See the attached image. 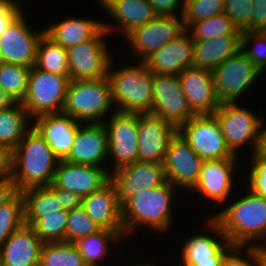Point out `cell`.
I'll list each match as a JSON object with an SVG mask.
<instances>
[{"label": "cell", "mask_w": 266, "mask_h": 266, "mask_svg": "<svg viewBox=\"0 0 266 266\" xmlns=\"http://www.w3.org/2000/svg\"><path fill=\"white\" fill-rule=\"evenodd\" d=\"M176 191H178L176 187L166 181L155 188L143 187L135 195L129 197L121 205L125 238L127 239L131 234L134 236L141 226L157 234L160 232L164 234L169 229L171 230V224L174 225L173 200H175Z\"/></svg>", "instance_id": "cell-1"}, {"label": "cell", "mask_w": 266, "mask_h": 266, "mask_svg": "<svg viewBox=\"0 0 266 266\" xmlns=\"http://www.w3.org/2000/svg\"><path fill=\"white\" fill-rule=\"evenodd\" d=\"M236 201L211 214L234 246L266 245V198L249 188ZM246 194V195H245ZM225 207V208H224ZM257 242V243H256Z\"/></svg>", "instance_id": "cell-2"}, {"label": "cell", "mask_w": 266, "mask_h": 266, "mask_svg": "<svg viewBox=\"0 0 266 266\" xmlns=\"http://www.w3.org/2000/svg\"><path fill=\"white\" fill-rule=\"evenodd\" d=\"M59 159L32 126L12 151L10 179L18 192L53 182Z\"/></svg>", "instance_id": "cell-3"}, {"label": "cell", "mask_w": 266, "mask_h": 266, "mask_svg": "<svg viewBox=\"0 0 266 266\" xmlns=\"http://www.w3.org/2000/svg\"><path fill=\"white\" fill-rule=\"evenodd\" d=\"M112 58L108 79L116 112H151L153 104V73L145 62L138 61L115 69ZM138 63V64H137Z\"/></svg>", "instance_id": "cell-4"}, {"label": "cell", "mask_w": 266, "mask_h": 266, "mask_svg": "<svg viewBox=\"0 0 266 266\" xmlns=\"http://www.w3.org/2000/svg\"><path fill=\"white\" fill-rule=\"evenodd\" d=\"M62 112L80 123H103L116 112L108 77L70 80Z\"/></svg>", "instance_id": "cell-5"}, {"label": "cell", "mask_w": 266, "mask_h": 266, "mask_svg": "<svg viewBox=\"0 0 266 266\" xmlns=\"http://www.w3.org/2000/svg\"><path fill=\"white\" fill-rule=\"evenodd\" d=\"M69 82V76L45 72L32 66L22 101L29 116L34 119L47 113L62 112Z\"/></svg>", "instance_id": "cell-6"}, {"label": "cell", "mask_w": 266, "mask_h": 266, "mask_svg": "<svg viewBox=\"0 0 266 266\" xmlns=\"http://www.w3.org/2000/svg\"><path fill=\"white\" fill-rule=\"evenodd\" d=\"M262 72L239 50L212 71L219 104L239 103Z\"/></svg>", "instance_id": "cell-7"}, {"label": "cell", "mask_w": 266, "mask_h": 266, "mask_svg": "<svg viewBox=\"0 0 266 266\" xmlns=\"http://www.w3.org/2000/svg\"><path fill=\"white\" fill-rule=\"evenodd\" d=\"M239 103H223L213 113L219 124L230 151L238 156L239 149L250 144L254 154L258 145L262 113H253Z\"/></svg>", "instance_id": "cell-8"}, {"label": "cell", "mask_w": 266, "mask_h": 266, "mask_svg": "<svg viewBox=\"0 0 266 266\" xmlns=\"http://www.w3.org/2000/svg\"><path fill=\"white\" fill-rule=\"evenodd\" d=\"M108 118L103 124L107 132L108 160L112 164L107 171L111 173L138 161V113L114 112Z\"/></svg>", "instance_id": "cell-9"}, {"label": "cell", "mask_w": 266, "mask_h": 266, "mask_svg": "<svg viewBox=\"0 0 266 266\" xmlns=\"http://www.w3.org/2000/svg\"><path fill=\"white\" fill-rule=\"evenodd\" d=\"M206 232H197L182 243L179 266H222L226 254L234 247L228 242L219 224L208 215ZM211 233V235H209Z\"/></svg>", "instance_id": "cell-10"}, {"label": "cell", "mask_w": 266, "mask_h": 266, "mask_svg": "<svg viewBox=\"0 0 266 266\" xmlns=\"http://www.w3.org/2000/svg\"><path fill=\"white\" fill-rule=\"evenodd\" d=\"M107 35L103 28L93 39L67 48L70 80L107 77L113 58L104 40Z\"/></svg>", "instance_id": "cell-11"}, {"label": "cell", "mask_w": 266, "mask_h": 266, "mask_svg": "<svg viewBox=\"0 0 266 266\" xmlns=\"http://www.w3.org/2000/svg\"><path fill=\"white\" fill-rule=\"evenodd\" d=\"M178 132L203 161L236 156L228 148L214 114L194 115L178 128Z\"/></svg>", "instance_id": "cell-12"}, {"label": "cell", "mask_w": 266, "mask_h": 266, "mask_svg": "<svg viewBox=\"0 0 266 266\" xmlns=\"http://www.w3.org/2000/svg\"><path fill=\"white\" fill-rule=\"evenodd\" d=\"M23 11L0 36V61L32 67L45 28L34 30Z\"/></svg>", "instance_id": "cell-13"}, {"label": "cell", "mask_w": 266, "mask_h": 266, "mask_svg": "<svg viewBox=\"0 0 266 266\" xmlns=\"http://www.w3.org/2000/svg\"><path fill=\"white\" fill-rule=\"evenodd\" d=\"M184 30L181 16H157L134 28L124 38L132 56L144 62L149 56ZM130 44V45H129Z\"/></svg>", "instance_id": "cell-14"}, {"label": "cell", "mask_w": 266, "mask_h": 266, "mask_svg": "<svg viewBox=\"0 0 266 266\" xmlns=\"http://www.w3.org/2000/svg\"><path fill=\"white\" fill-rule=\"evenodd\" d=\"M203 162L177 131L169 141L163 161L166 181L189 192L199 178Z\"/></svg>", "instance_id": "cell-15"}, {"label": "cell", "mask_w": 266, "mask_h": 266, "mask_svg": "<svg viewBox=\"0 0 266 266\" xmlns=\"http://www.w3.org/2000/svg\"><path fill=\"white\" fill-rule=\"evenodd\" d=\"M177 129L195 114L188 106L178 75L153 74L152 110Z\"/></svg>", "instance_id": "cell-16"}, {"label": "cell", "mask_w": 266, "mask_h": 266, "mask_svg": "<svg viewBox=\"0 0 266 266\" xmlns=\"http://www.w3.org/2000/svg\"><path fill=\"white\" fill-rule=\"evenodd\" d=\"M239 157L232 156L204 161L199 178L190 191L205 200L213 201L211 203H216L218 207L221 204L225 205L236 185L233 178L238 167L236 165H238Z\"/></svg>", "instance_id": "cell-17"}, {"label": "cell", "mask_w": 266, "mask_h": 266, "mask_svg": "<svg viewBox=\"0 0 266 266\" xmlns=\"http://www.w3.org/2000/svg\"><path fill=\"white\" fill-rule=\"evenodd\" d=\"M177 131L154 112L138 113V161L163 163L169 141Z\"/></svg>", "instance_id": "cell-18"}, {"label": "cell", "mask_w": 266, "mask_h": 266, "mask_svg": "<svg viewBox=\"0 0 266 266\" xmlns=\"http://www.w3.org/2000/svg\"><path fill=\"white\" fill-rule=\"evenodd\" d=\"M110 180L122 205L143 187L151 189L164 184L166 176L163 163L136 161L111 172Z\"/></svg>", "instance_id": "cell-19"}, {"label": "cell", "mask_w": 266, "mask_h": 266, "mask_svg": "<svg viewBox=\"0 0 266 266\" xmlns=\"http://www.w3.org/2000/svg\"><path fill=\"white\" fill-rule=\"evenodd\" d=\"M109 180L110 173L105 167L59 160L52 183L58 188L72 191L83 198L100 189Z\"/></svg>", "instance_id": "cell-20"}, {"label": "cell", "mask_w": 266, "mask_h": 266, "mask_svg": "<svg viewBox=\"0 0 266 266\" xmlns=\"http://www.w3.org/2000/svg\"><path fill=\"white\" fill-rule=\"evenodd\" d=\"M108 158V140L104 124L80 123L71 151L64 160L74 164L108 168Z\"/></svg>", "instance_id": "cell-21"}, {"label": "cell", "mask_w": 266, "mask_h": 266, "mask_svg": "<svg viewBox=\"0 0 266 266\" xmlns=\"http://www.w3.org/2000/svg\"><path fill=\"white\" fill-rule=\"evenodd\" d=\"M81 206L86 214L101 228L116 231L123 239L121 204L116 187L109 180L100 189L81 198Z\"/></svg>", "instance_id": "cell-22"}, {"label": "cell", "mask_w": 266, "mask_h": 266, "mask_svg": "<svg viewBox=\"0 0 266 266\" xmlns=\"http://www.w3.org/2000/svg\"><path fill=\"white\" fill-rule=\"evenodd\" d=\"M102 6L104 13L107 12L113 20L110 24L103 21V28L109 35L120 31L123 39L134 28L158 16L148 0H106Z\"/></svg>", "instance_id": "cell-23"}, {"label": "cell", "mask_w": 266, "mask_h": 266, "mask_svg": "<svg viewBox=\"0 0 266 266\" xmlns=\"http://www.w3.org/2000/svg\"><path fill=\"white\" fill-rule=\"evenodd\" d=\"M194 41L184 29L178 36L153 52L144 62L153 74L179 75L192 67Z\"/></svg>", "instance_id": "cell-24"}, {"label": "cell", "mask_w": 266, "mask_h": 266, "mask_svg": "<svg viewBox=\"0 0 266 266\" xmlns=\"http://www.w3.org/2000/svg\"><path fill=\"white\" fill-rule=\"evenodd\" d=\"M32 123L54 155L59 160H64L71 151L80 122L68 114L59 112L38 116Z\"/></svg>", "instance_id": "cell-25"}, {"label": "cell", "mask_w": 266, "mask_h": 266, "mask_svg": "<svg viewBox=\"0 0 266 266\" xmlns=\"http://www.w3.org/2000/svg\"><path fill=\"white\" fill-rule=\"evenodd\" d=\"M188 106L195 115L213 114L219 107L212 71L189 67L179 75Z\"/></svg>", "instance_id": "cell-26"}, {"label": "cell", "mask_w": 266, "mask_h": 266, "mask_svg": "<svg viewBox=\"0 0 266 266\" xmlns=\"http://www.w3.org/2000/svg\"><path fill=\"white\" fill-rule=\"evenodd\" d=\"M42 243L34 229L24 224L0 246L2 266H39Z\"/></svg>", "instance_id": "cell-27"}, {"label": "cell", "mask_w": 266, "mask_h": 266, "mask_svg": "<svg viewBox=\"0 0 266 266\" xmlns=\"http://www.w3.org/2000/svg\"><path fill=\"white\" fill-rule=\"evenodd\" d=\"M193 41L192 67L209 71H213L241 49V35H224Z\"/></svg>", "instance_id": "cell-28"}, {"label": "cell", "mask_w": 266, "mask_h": 266, "mask_svg": "<svg viewBox=\"0 0 266 266\" xmlns=\"http://www.w3.org/2000/svg\"><path fill=\"white\" fill-rule=\"evenodd\" d=\"M45 33L64 48L93 39L103 29V19L76 18L55 21L44 27Z\"/></svg>", "instance_id": "cell-29"}, {"label": "cell", "mask_w": 266, "mask_h": 266, "mask_svg": "<svg viewBox=\"0 0 266 266\" xmlns=\"http://www.w3.org/2000/svg\"><path fill=\"white\" fill-rule=\"evenodd\" d=\"M24 200V223L32 226L39 218L63 210L55 195V185L38 186L20 192Z\"/></svg>", "instance_id": "cell-30"}, {"label": "cell", "mask_w": 266, "mask_h": 266, "mask_svg": "<svg viewBox=\"0 0 266 266\" xmlns=\"http://www.w3.org/2000/svg\"><path fill=\"white\" fill-rule=\"evenodd\" d=\"M33 119L21 102H15L0 111V144L13 151L24 135L32 128ZM30 126V127H29Z\"/></svg>", "instance_id": "cell-31"}, {"label": "cell", "mask_w": 266, "mask_h": 266, "mask_svg": "<svg viewBox=\"0 0 266 266\" xmlns=\"http://www.w3.org/2000/svg\"><path fill=\"white\" fill-rule=\"evenodd\" d=\"M121 241L124 239L116 231L101 229L94 234L79 238L74 244L79 249L87 266H101L103 260L111 254L109 250L112 249L111 245L121 244Z\"/></svg>", "instance_id": "cell-32"}, {"label": "cell", "mask_w": 266, "mask_h": 266, "mask_svg": "<svg viewBox=\"0 0 266 266\" xmlns=\"http://www.w3.org/2000/svg\"><path fill=\"white\" fill-rule=\"evenodd\" d=\"M34 67L45 72L69 76L67 49L44 33L38 43Z\"/></svg>", "instance_id": "cell-33"}, {"label": "cell", "mask_w": 266, "mask_h": 266, "mask_svg": "<svg viewBox=\"0 0 266 266\" xmlns=\"http://www.w3.org/2000/svg\"><path fill=\"white\" fill-rule=\"evenodd\" d=\"M39 266H87L71 242H46L40 249Z\"/></svg>", "instance_id": "cell-34"}, {"label": "cell", "mask_w": 266, "mask_h": 266, "mask_svg": "<svg viewBox=\"0 0 266 266\" xmlns=\"http://www.w3.org/2000/svg\"><path fill=\"white\" fill-rule=\"evenodd\" d=\"M30 67L0 61V87L14 101L25 99Z\"/></svg>", "instance_id": "cell-35"}, {"label": "cell", "mask_w": 266, "mask_h": 266, "mask_svg": "<svg viewBox=\"0 0 266 266\" xmlns=\"http://www.w3.org/2000/svg\"><path fill=\"white\" fill-rule=\"evenodd\" d=\"M186 30L193 40L213 39L218 36L241 35L242 33L225 13L192 23Z\"/></svg>", "instance_id": "cell-36"}, {"label": "cell", "mask_w": 266, "mask_h": 266, "mask_svg": "<svg viewBox=\"0 0 266 266\" xmlns=\"http://www.w3.org/2000/svg\"><path fill=\"white\" fill-rule=\"evenodd\" d=\"M69 211L59 210L39 218L31 227L43 243L65 242Z\"/></svg>", "instance_id": "cell-37"}, {"label": "cell", "mask_w": 266, "mask_h": 266, "mask_svg": "<svg viewBox=\"0 0 266 266\" xmlns=\"http://www.w3.org/2000/svg\"><path fill=\"white\" fill-rule=\"evenodd\" d=\"M24 224V200L22 194L18 192L0 208V246Z\"/></svg>", "instance_id": "cell-38"}, {"label": "cell", "mask_w": 266, "mask_h": 266, "mask_svg": "<svg viewBox=\"0 0 266 266\" xmlns=\"http://www.w3.org/2000/svg\"><path fill=\"white\" fill-rule=\"evenodd\" d=\"M224 13L223 0H184L182 12L183 28L192 23Z\"/></svg>", "instance_id": "cell-39"}, {"label": "cell", "mask_w": 266, "mask_h": 266, "mask_svg": "<svg viewBox=\"0 0 266 266\" xmlns=\"http://www.w3.org/2000/svg\"><path fill=\"white\" fill-rule=\"evenodd\" d=\"M101 230V228L86 214L80 205L69 211L65 231V242H76Z\"/></svg>", "instance_id": "cell-40"}, {"label": "cell", "mask_w": 266, "mask_h": 266, "mask_svg": "<svg viewBox=\"0 0 266 266\" xmlns=\"http://www.w3.org/2000/svg\"><path fill=\"white\" fill-rule=\"evenodd\" d=\"M240 50L262 73L266 72V37L261 32H242Z\"/></svg>", "instance_id": "cell-41"}, {"label": "cell", "mask_w": 266, "mask_h": 266, "mask_svg": "<svg viewBox=\"0 0 266 266\" xmlns=\"http://www.w3.org/2000/svg\"><path fill=\"white\" fill-rule=\"evenodd\" d=\"M224 13L241 32L249 25L252 16V0H223Z\"/></svg>", "instance_id": "cell-42"}, {"label": "cell", "mask_w": 266, "mask_h": 266, "mask_svg": "<svg viewBox=\"0 0 266 266\" xmlns=\"http://www.w3.org/2000/svg\"><path fill=\"white\" fill-rule=\"evenodd\" d=\"M251 167L249 174L245 176L247 188L257 195L266 198V159L258 156L257 154H252L250 158ZM248 180V181H247Z\"/></svg>", "instance_id": "cell-43"}, {"label": "cell", "mask_w": 266, "mask_h": 266, "mask_svg": "<svg viewBox=\"0 0 266 266\" xmlns=\"http://www.w3.org/2000/svg\"><path fill=\"white\" fill-rule=\"evenodd\" d=\"M222 266H259L257 246H234L226 254Z\"/></svg>", "instance_id": "cell-44"}, {"label": "cell", "mask_w": 266, "mask_h": 266, "mask_svg": "<svg viewBox=\"0 0 266 266\" xmlns=\"http://www.w3.org/2000/svg\"><path fill=\"white\" fill-rule=\"evenodd\" d=\"M252 16L242 32H261L266 27V0H252Z\"/></svg>", "instance_id": "cell-45"}, {"label": "cell", "mask_w": 266, "mask_h": 266, "mask_svg": "<svg viewBox=\"0 0 266 266\" xmlns=\"http://www.w3.org/2000/svg\"><path fill=\"white\" fill-rule=\"evenodd\" d=\"M148 1L152 5L155 13L158 16H182L184 0H148Z\"/></svg>", "instance_id": "cell-46"}, {"label": "cell", "mask_w": 266, "mask_h": 266, "mask_svg": "<svg viewBox=\"0 0 266 266\" xmlns=\"http://www.w3.org/2000/svg\"><path fill=\"white\" fill-rule=\"evenodd\" d=\"M23 11L21 5L0 1V36Z\"/></svg>", "instance_id": "cell-47"}, {"label": "cell", "mask_w": 266, "mask_h": 266, "mask_svg": "<svg viewBox=\"0 0 266 266\" xmlns=\"http://www.w3.org/2000/svg\"><path fill=\"white\" fill-rule=\"evenodd\" d=\"M55 195L63 210L70 211L81 205V197L72 191L55 186Z\"/></svg>", "instance_id": "cell-48"}, {"label": "cell", "mask_w": 266, "mask_h": 266, "mask_svg": "<svg viewBox=\"0 0 266 266\" xmlns=\"http://www.w3.org/2000/svg\"><path fill=\"white\" fill-rule=\"evenodd\" d=\"M12 151L0 144V180L10 178Z\"/></svg>", "instance_id": "cell-49"}, {"label": "cell", "mask_w": 266, "mask_h": 266, "mask_svg": "<svg viewBox=\"0 0 266 266\" xmlns=\"http://www.w3.org/2000/svg\"><path fill=\"white\" fill-rule=\"evenodd\" d=\"M18 193L10 178L0 180V208Z\"/></svg>", "instance_id": "cell-50"}, {"label": "cell", "mask_w": 266, "mask_h": 266, "mask_svg": "<svg viewBox=\"0 0 266 266\" xmlns=\"http://www.w3.org/2000/svg\"><path fill=\"white\" fill-rule=\"evenodd\" d=\"M262 116L260 129H259V139H258V145L255 151V154L258 156L266 159V126L264 125V117ZM265 126V127H264Z\"/></svg>", "instance_id": "cell-51"}, {"label": "cell", "mask_w": 266, "mask_h": 266, "mask_svg": "<svg viewBox=\"0 0 266 266\" xmlns=\"http://www.w3.org/2000/svg\"><path fill=\"white\" fill-rule=\"evenodd\" d=\"M14 103L15 102L0 87V111L7 109L8 107L13 105Z\"/></svg>", "instance_id": "cell-52"}, {"label": "cell", "mask_w": 266, "mask_h": 266, "mask_svg": "<svg viewBox=\"0 0 266 266\" xmlns=\"http://www.w3.org/2000/svg\"><path fill=\"white\" fill-rule=\"evenodd\" d=\"M257 259L259 266H266V245L257 246Z\"/></svg>", "instance_id": "cell-53"}, {"label": "cell", "mask_w": 266, "mask_h": 266, "mask_svg": "<svg viewBox=\"0 0 266 266\" xmlns=\"http://www.w3.org/2000/svg\"><path fill=\"white\" fill-rule=\"evenodd\" d=\"M155 263H154V261H153V263L151 262H142V263H134L133 265H130V266H156V265H154ZM124 266H126V265H124ZM128 266V265H127Z\"/></svg>", "instance_id": "cell-54"}, {"label": "cell", "mask_w": 266, "mask_h": 266, "mask_svg": "<svg viewBox=\"0 0 266 266\" xmlns=\"http://www.w3.org/2000/svg\"><path fill=\"white\" fill-rule=\"evenodd\" d=\"M0 1L9 2V3L13 4V5H21V4H19V2H17L16 0H0Z\"/></svg>", "instance_id": "cell-55"}, {"label": "cell", "mask_w": 266, "mask_h": 266, "mask_svg": "<svg viewBox=\"0 0 266 266\" xmlns=\"http://www.w3.org/2000/svg\"><path fill=\"white\" fill-rule=\"evenodd\" d=\"M261 33L266 37V27L261 31Z\"/></svg>", "instance_id": "cell-56"}, {"label": "cell", "mask_w": 266, "mask_h": 266, "mask_svg": "<svg viewBox=\"0 0 266 266\" xmlns=\"http://www.w3.org/2000/svg\"><path fill=\"white\" fill-rule=\"evenodd\" d=\"M105 1L106 0H98V4L100 3L102 5Z\"/></svg>", "instance_id": "cell-57"}]
</instances>
